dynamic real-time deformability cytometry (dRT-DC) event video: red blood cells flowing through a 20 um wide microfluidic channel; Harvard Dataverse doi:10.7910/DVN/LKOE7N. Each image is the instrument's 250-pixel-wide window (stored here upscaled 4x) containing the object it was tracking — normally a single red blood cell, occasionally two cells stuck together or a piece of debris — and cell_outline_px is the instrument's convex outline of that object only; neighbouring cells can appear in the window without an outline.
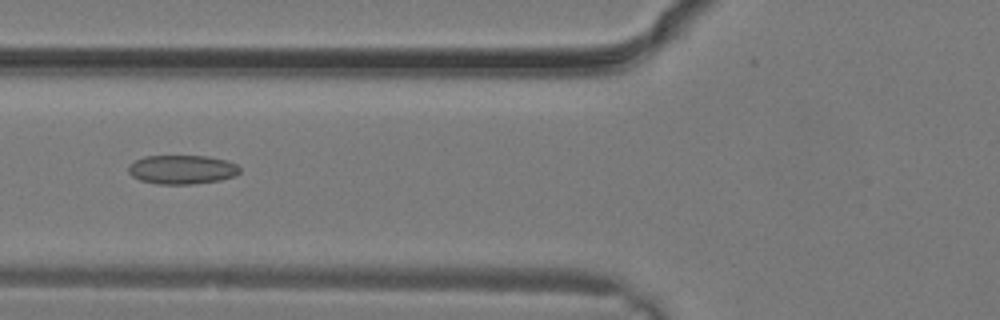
{"species": "common noctule bat (a hibernating species)", "species_latin": "Nyctalus noctula", "temperature_condition": "warm", "stored_images_in_passage": 12, "camera_frame_rate_fps": 3000, "um_per_image_px": 0.085, "animal": {"sex": "male", "body_mass_g": 19.2, "forearm_length_mm": 51.8}, "frame": {"image": 1, "passage_image": 9, "time_ms": 2.667, "image_size_px": [1000, 320], "cell_outline_px": [[240, 172], [236, 176], [220, 180], [192, 184], [156, 184], [140, 180], [132, 176], [128, 172], [128, 164], [144, 156], [208, 156], [228, 160], [236, 164], [240, 168]], "centroid_in_image_um": [15.48, 14.41], "position_along_channel_um": 110.3, "area_um2": 19.02}}
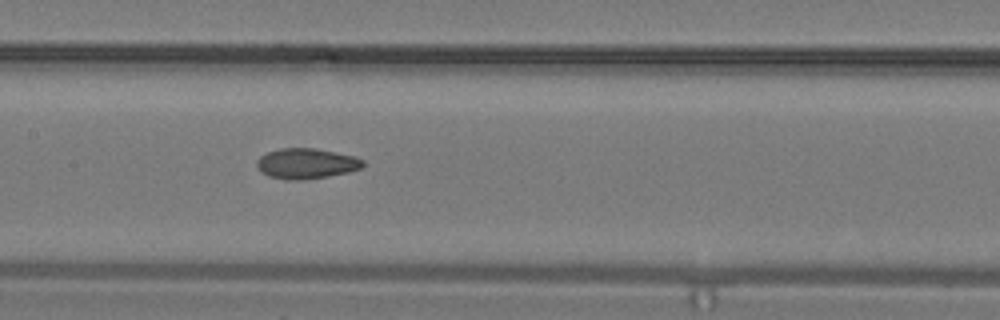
{"frame": {"image": 2, "passage_image": 12, "time_ms": 3.667, "image_size_px": [1000, 320], "cell_outline_px": [[364, 164], [360, 168], [348, 172], [328, 176], [296, 180], [268, 176], [260, 172], [256, 168], [256, 160], [260, 156], [268, 152], [280, 148], [312, 148], [356, 156], [364, 160]], "centroid_in_image_um": [26.01, 13.89], "position_along_channel_um": 181.4, "area_um2": 18.67}}